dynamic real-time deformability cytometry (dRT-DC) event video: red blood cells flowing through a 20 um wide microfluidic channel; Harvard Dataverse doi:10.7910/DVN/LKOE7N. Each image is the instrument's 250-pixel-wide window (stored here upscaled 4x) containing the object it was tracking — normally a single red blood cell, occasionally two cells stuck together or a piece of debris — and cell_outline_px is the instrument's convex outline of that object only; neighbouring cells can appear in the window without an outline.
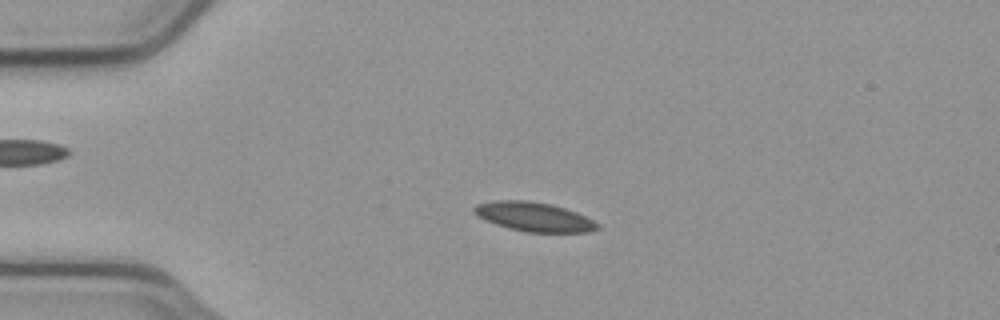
{"species": "common noctule bat (a hibernating species)", "species_latin": "Nyctalus noctula", "temperature_condition": "cold", "stored_images_in_passage": 55, "camera_frame_rate_fps": 3000, "um_per_image_px": 0.085, "animal": {"sex": "male", "body_mass_g": 23.1, "forearm_length_mm": 52.7}, "frame": {"image": 1, "passage_image": 13, "time_ms": 4.0, "image_size_px": [1000, 320], "cell_outline_px": [[600, 228], [588, 232], [524, 232], [508, 228], [484, 220], [476, 216], [472, 212], [472, 208], [476, 204], [496, 200], [528, 200], [552, 204], [576, 212], [600, 224]], "centroid_in_image_um": [45.34, 18.42], "position_along_channel_um": 39.7, "area_um2": 21.15}}
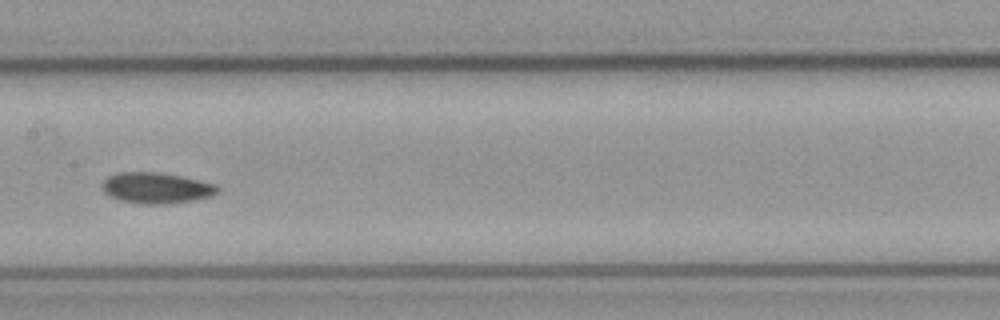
{"frame": {"image": 2, "passage_image": 28, "time_ms": 9.0, "image_size_px": [1000, 320], "cell_outline_px": [[220, 192], [212, 196], [192, 200], [168, 204], [144, 204], [120, 200], [104, 192], [100, 188], [100, 184], [108, 176], [120, 172], [156, 172], [180, 176], [200, 180], [216, 184], [220, 188]], "centroid_in_image_um": [13.3, 15.97], "position_along_channel_um": 194.1, "area_um2": 20.87}}
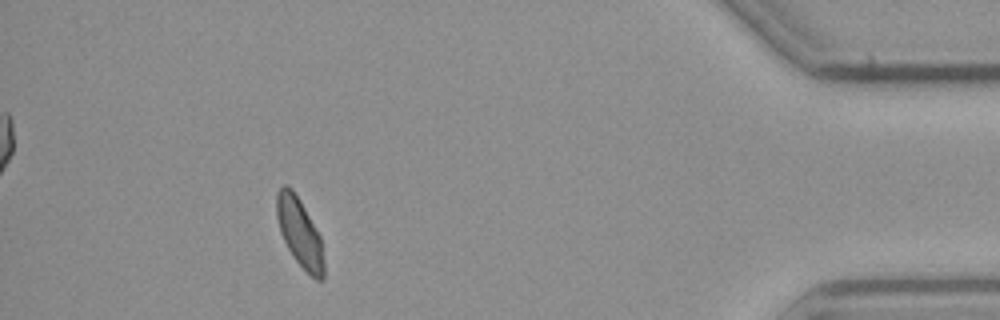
{"frame": {"image": 3, "passage_image": 50, "time_ms": 16.333, "image_size_px": [1000, 320], "cell_outline_px": [[324, 280], [316, 280], [292, 256], [280, 232], [276, 216], [276, 192], [284, 184], [288, 184], [292, 188], [300, 200], [320, 236], [324, 264]], "centroid_in_image_um": [25.45, 19.73], "position_along_channel_um": 409.8, "area_um2": 18.79}, "authors_computed_cell_mechanics": {"area_um2": 20.0566, "velocity_mm_per_s": 3.7278, "shape_relaxation_time_tau1_ms": null, "shape_relaxation_time_tau2_ms": 5.4704, "deformation_change_tau1": null, "deformation_change_tau2": 0.0764}}